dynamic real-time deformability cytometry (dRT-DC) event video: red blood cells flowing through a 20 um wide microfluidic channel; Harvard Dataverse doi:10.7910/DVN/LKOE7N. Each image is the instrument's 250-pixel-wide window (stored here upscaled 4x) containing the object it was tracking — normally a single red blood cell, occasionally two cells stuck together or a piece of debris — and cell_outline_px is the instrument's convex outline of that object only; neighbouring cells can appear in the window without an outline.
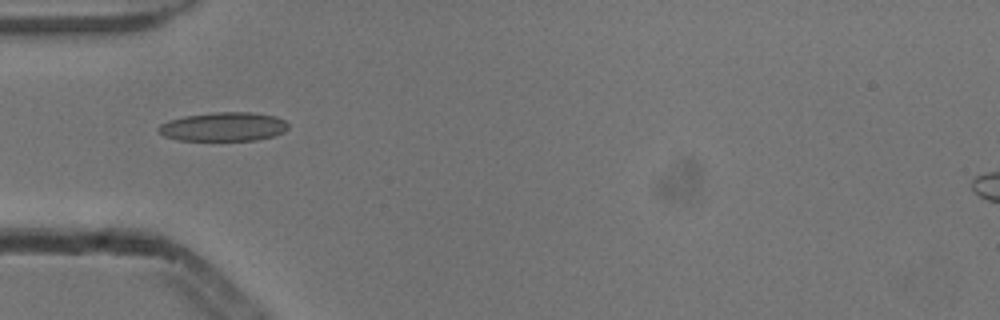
{"species": "common noctule bat (a hibernating species)", "species_latin": "Nyctalus noctula", "temperature_condition": "cold", "stored_images_in_passage": 5, "camera_frame_rate_fps": 3000, "um_per_image_px": 0.085, "animal": {"sex": "male", "body_mass_g": 13.3}, "frame": {"image": 1, "passage_image": 5, "time_ms": 1.333, "image_size_px": [1000, 320], "cell_outline_px": [[288, 128], [284, 132], [272, 136], [256, 140], [176, 140], [164, 136], [156, 128], [160, 124], [168, 120], [184, 116], [212, 112], [252, 112], [276, 116], [284, 120], [288, 124]], "centroid_in_image_um": [18.98, 10.76], "position_along_channel_um": 66.0, "area_um2": 21.96}}